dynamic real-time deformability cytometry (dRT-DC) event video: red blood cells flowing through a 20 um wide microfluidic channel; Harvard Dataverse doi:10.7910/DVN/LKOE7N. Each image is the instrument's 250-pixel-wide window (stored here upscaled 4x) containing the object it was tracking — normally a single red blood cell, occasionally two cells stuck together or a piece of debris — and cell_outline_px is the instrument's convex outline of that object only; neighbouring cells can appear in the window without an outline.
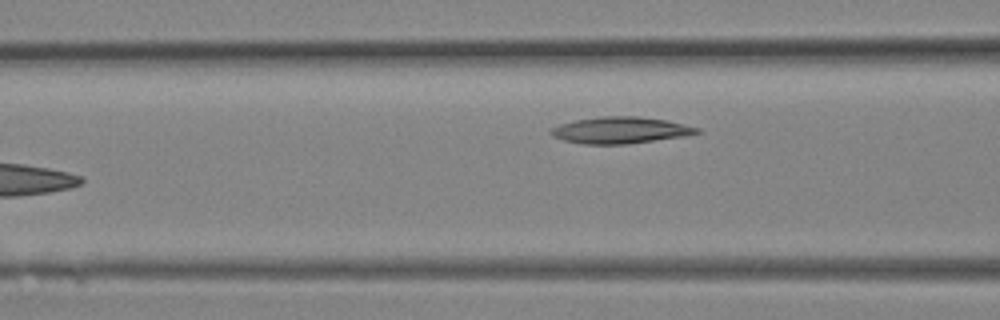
{"species": "Egyptian fruit bat (a non-hibernating species)", "species_latin": "Rousettus aegyptiacus", "temperature_condition": "room temperature", "stored_images_in_passage": 10, "camera_frame_rate_fps": 3000, "um_per_image_px": 0.085, "animal": {"sex": "female"}, "frame": {"image": 1, "passage_image": 10, "time_ms": 3.0, "image_size_px": [1000, 320], "cell_outline_px": [[700, 132], [684, 136], [624, 144], [584, 144], [564, 140], [552, 136], [548, 132], [548, 128], [560, 124], [576, 120], [600, 116], [636, 116], [668, 120], [700, 128]], "centroid_in_image_um": [52.69, 11.06], "position_along_channel_um": 113.9, "area_um2": 22.54}}